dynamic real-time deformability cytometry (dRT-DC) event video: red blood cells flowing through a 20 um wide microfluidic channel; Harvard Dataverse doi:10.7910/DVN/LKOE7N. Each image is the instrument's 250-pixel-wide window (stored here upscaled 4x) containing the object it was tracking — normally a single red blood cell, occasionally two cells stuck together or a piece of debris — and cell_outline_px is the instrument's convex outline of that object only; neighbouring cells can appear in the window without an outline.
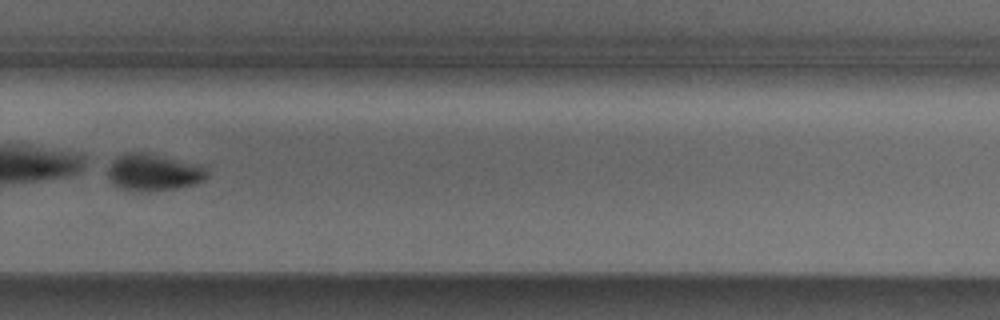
{"species": "Egyptian fruit bat (a non-hibernating species)", "species_latin": "Rousettus aegyptiacus", "temperature_condition": "cold", "stored_images_in_passage": 38, "camera_frame_rate_fps": 3000, "um_per_image_px": 0.085, "animal": {"sex": "male"}, "frame": {"image": 1, "passage_image": 22, "time_ms": 7.0, "image_size_px": [1000, 320], "cell_outline_px": [[208, 176], [204, 180], [196, 184], [176, 188], [124, 188], [112, 184], [108, 176], [108, 168], [112, 160], [116, 156], [124, 152], [140, 152], [196, 164], [204, 168], [208, 172]], "centroid_in_image_um": [13.03, 14.6], "position_along_channel_um": 316.8, "area_um2": 20.29}}